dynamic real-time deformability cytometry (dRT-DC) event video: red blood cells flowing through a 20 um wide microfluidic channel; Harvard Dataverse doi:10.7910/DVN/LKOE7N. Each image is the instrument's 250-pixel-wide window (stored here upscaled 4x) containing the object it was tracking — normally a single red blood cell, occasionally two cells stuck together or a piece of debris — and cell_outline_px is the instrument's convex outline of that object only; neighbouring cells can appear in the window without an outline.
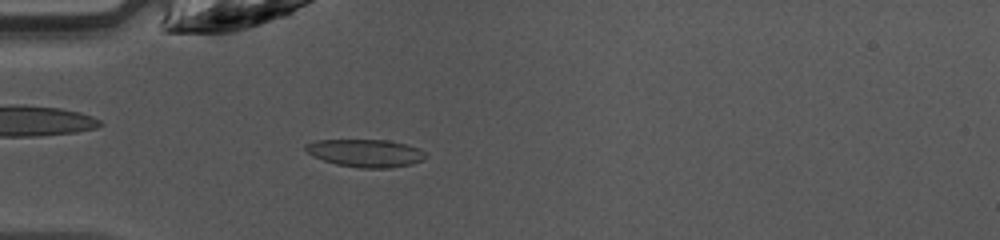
{"species": "common noctule bat (a hibernating species)", "species_latin": "Nyctalus noctula", "temperature_condition": "warm", "stored_images_in_passage": 36, "camera_frame_rate_fps": 3000, "um_per_image_px": 0.085, "animal": {"sex": "female", "body_mass_g": 10.0, "forearm_length_mm": 53.1}, "frame": {"image": 1, "passage_image": 3, "time_ms": 0.667, "image_size_px": [1000, 240], "cell_outline_px": [[428, 156], [412, 164], [388, 168], [360, 168], [336, 164], [312, 156], [304, 148], [304, 144], [316, 140], [388, 140], [408, 144], [420, 148]], "centroid_in_image_um": [31.08, 13.0], "position_along_channel_um": 53.9, "area_um2": 19.48}}
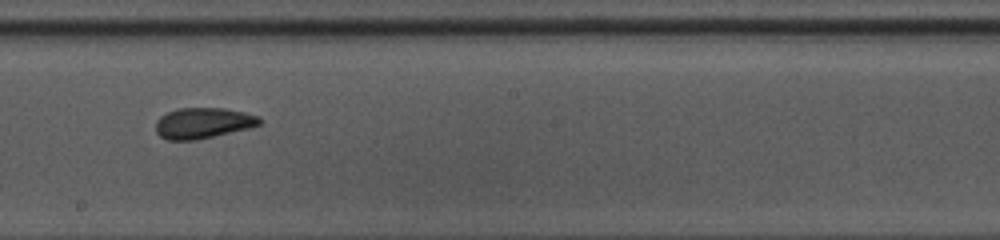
{"frame": {"image": 2, "passage_image": 16, "time_ms": 5.0, "image_size_px": [1000, 240], "cell_outline_px": [[264, 120], [260, 124], [248, 128], [196, 140], [168, 140], [160, 136], [156, 132], [156, 120], [160, 116], [176, 108], [224, 108], [244, 112], [260, 116]], "centroid_in_image_um": [17.26, 10.45], "position_along_channel_um": 230.9, "area_um2": 18.67}}
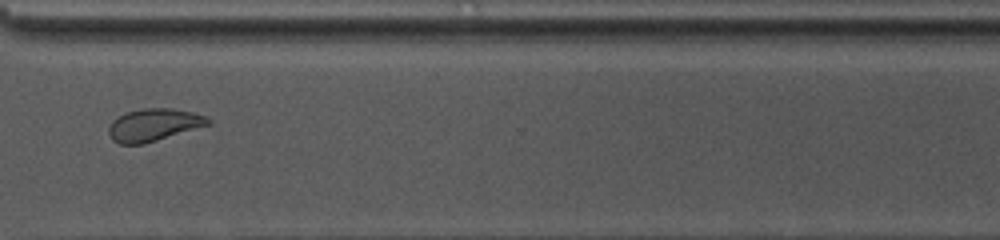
{"frame": {"image": 3, "passage_image": 25, "time_ms": 8.0, "image_size_px": [1000, 240], "cell_outline_px": [[212, 124], [144, 144], [120, 144], [112, 140], [108, 132], [108, 128], [112, 120], [128, 112], [144, 108], [172, 108], [192, 112], [208, 116], [212, 120]], "centroid_in_image_um": [13.11, 10.62], "position_along_channel_um": 357.5, "area_um2": 18.9}, "authors_computed_cell_mechanics": {"area_um2": 18.6983, "velocity_mm_per_s": 4.2345, "shape_relaxation_time_tau1_ms": 3.1314, "shape_relaxation_time_tau2_ms": 1.134, "deformation_change_tau1": 0.1199, "deformation_change_tau2": 0.0694}}